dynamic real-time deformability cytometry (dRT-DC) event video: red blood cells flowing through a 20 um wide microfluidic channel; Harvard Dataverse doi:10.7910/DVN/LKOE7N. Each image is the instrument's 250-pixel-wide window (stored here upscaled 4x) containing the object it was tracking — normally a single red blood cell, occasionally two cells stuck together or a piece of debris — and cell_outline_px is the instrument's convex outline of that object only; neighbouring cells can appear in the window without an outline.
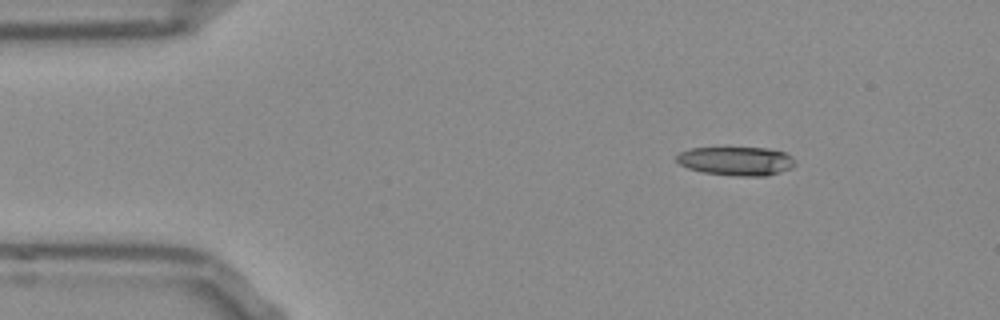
{"species": "Egyptian fruit bat (a non-hibernating species)", "species_latin": "Rousettus aegyptiacus", "temperature_condition": "room temperature", "stored_images_in_passage": 46, "camera_frame_rate_fps": 3000, "um_per_image_px": 0.085, "frame": {"image": 1, "passage_image": 1, "time_ms": 0.0, "image_size_px": [1000, 320], "cell_outline_px": [[796, 164], [792, 168], [768, 176], [732, 176], [700, 172], [688, 168], [680, 164], [676, 160], [676, 156], [680, 152], [688, 148], [768, 148], [784, 152], [792, 156]], "centroid_in_image_um": [62.58, 13.7], "position_along_channel_um": 22.4, "area_um2": 20.11}}
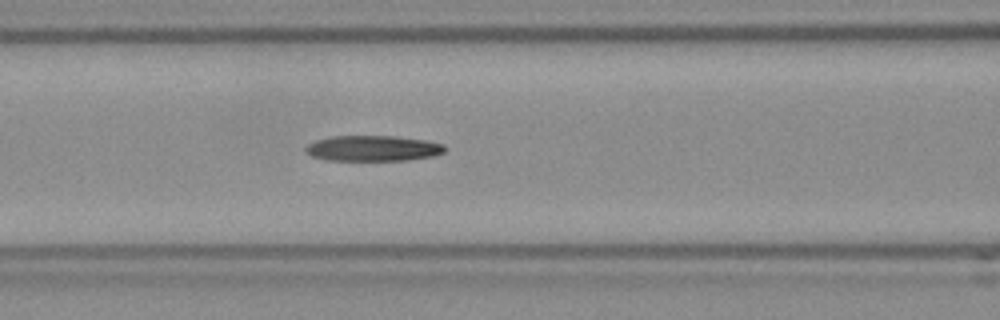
{"frame": {"image": 2, "passage_image": 15, "time_ms": 4.667, "image_size_px": [1000, 320], "cell_outline_px": [[444, 152], [432, 156], [408, 160], [328, 160], [312, 156], [304, 148], [308, 144], [316, 140], [332, 136], [396, 136], [424, 140], [444, 144]], "centroid_in_image_um": [31.7, 12.6], "position_along_channel_um": 134.9, "area_um2": 20.58}}
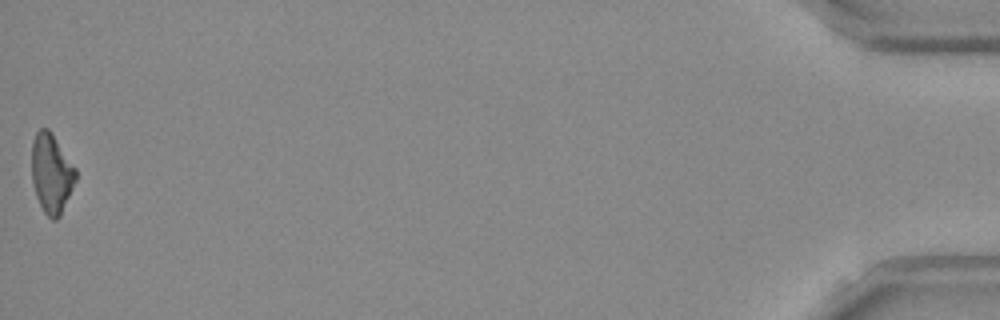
{"frame": {"image": 3, "passage_image": 46, "time_ms": 15.0, "image_size_px": [1000, 320], "cell_outline_px": [[76, 180], [60, 216], [56, 220], [52, 220], [44, 212], [36, 196], [32, 184], [32, 140], [36, 132], [40, 128], [48, 128], [76, 168]], "centroid_in_image_um": [4.36, 14.74], "position_along_channel_um": 430.8, "area_um2": 20.29}, "authors_computed_cell_mechanics": {"area_um2": 21.097, "velocity_mm_per_s": 3.8715, "shape_relaxation_time_tau1_ms": null, "shape_relaxation_time_tau2_ms": 9.7502, "deformation_change_tau1": null, "deformation_change_tau2": 0.2704}}